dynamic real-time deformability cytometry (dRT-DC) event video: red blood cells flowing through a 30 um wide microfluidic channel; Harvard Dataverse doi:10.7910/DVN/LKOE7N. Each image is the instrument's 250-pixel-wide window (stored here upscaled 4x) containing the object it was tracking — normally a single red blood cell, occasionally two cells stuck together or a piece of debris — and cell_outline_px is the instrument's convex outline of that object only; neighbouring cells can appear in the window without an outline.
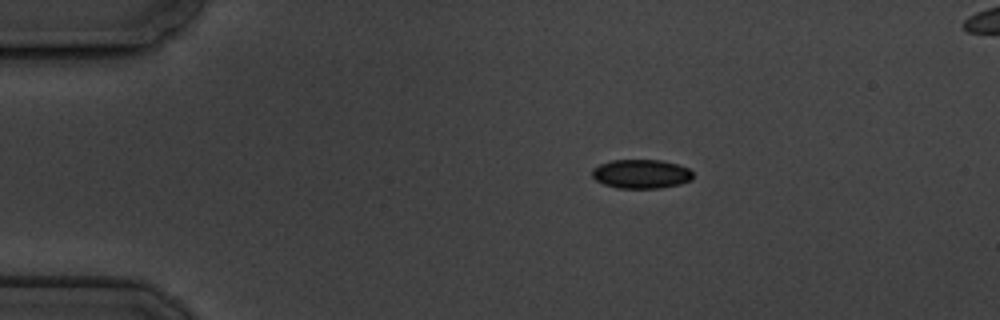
{"species": "common noctule bat (a hibernating species)", "species_latin": "Nyctalus noctula", "temperature_condition": "cold", "stored_images_in_passage": 6, "segment_of_instrument_passage": [1, 2], "camera_frame_rate_fps": 3000, "um_per_image_px": 0.085, "animal": {"sex": "male", "body_mass_g": 19.5, "forearm_length_mm": 54.6}, "frame": {"image": 1, "passage_image": 3, "time_ms": 2.333, "image_size_px": [1000, 320], "cell_outline_px": [[692, 180], [680, 184], [660, 188], [616, 188], [604, 184], [596, 180], [592, 176], [592, 168], [600, 164], [612, 160], [660, 160], [676, 164], [688, 168], [692, 172]], "centroid_in_image_um": [54.49, 14.79], "position_along_channel_um": 30.5, "area_um2": 17.05}}